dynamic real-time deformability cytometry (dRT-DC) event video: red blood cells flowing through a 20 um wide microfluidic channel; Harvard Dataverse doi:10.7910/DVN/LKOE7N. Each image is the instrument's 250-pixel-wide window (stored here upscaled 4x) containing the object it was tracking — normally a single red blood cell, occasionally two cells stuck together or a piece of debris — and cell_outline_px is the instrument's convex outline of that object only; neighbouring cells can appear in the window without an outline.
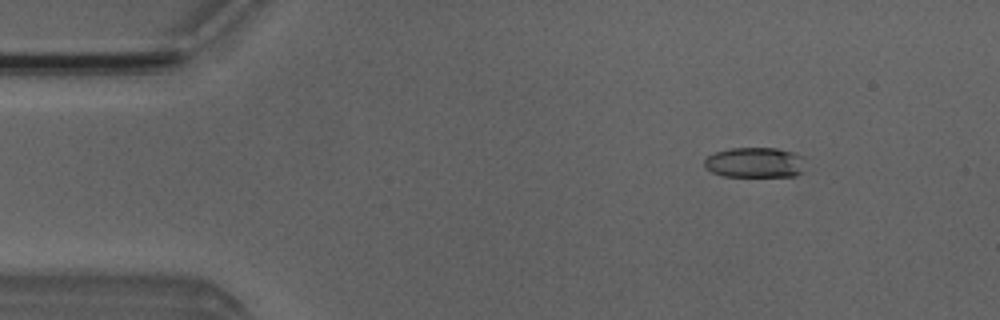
{"species": "Egyptian fruit bat (a non-hibernating species)", "species_latin": "Rousettus aegyptiacus", "temperature_condition": "room temperature", "stored_images_in_passage": 4, "camera_frame_rate_fps": 3000, "um_per_image_px": 0.085, "animal": {"sex": "male"}, "frame": {"image": 1, "passage_image": 2, "time_ms": 1.0, "image_size_px": [1000, 320], "cell_outline_px": [[804, 172], [796, 176], [724, 176], [712, 172], [704, 168], [704, 160], [708, 156], [716, 152], [732, 148], [776, 148], [792, 152], [804, 156]], "centroid_in_image_um": [64.2, 13.82], "position_along_channel_um": 20.8, "area_um2": 17.98}}